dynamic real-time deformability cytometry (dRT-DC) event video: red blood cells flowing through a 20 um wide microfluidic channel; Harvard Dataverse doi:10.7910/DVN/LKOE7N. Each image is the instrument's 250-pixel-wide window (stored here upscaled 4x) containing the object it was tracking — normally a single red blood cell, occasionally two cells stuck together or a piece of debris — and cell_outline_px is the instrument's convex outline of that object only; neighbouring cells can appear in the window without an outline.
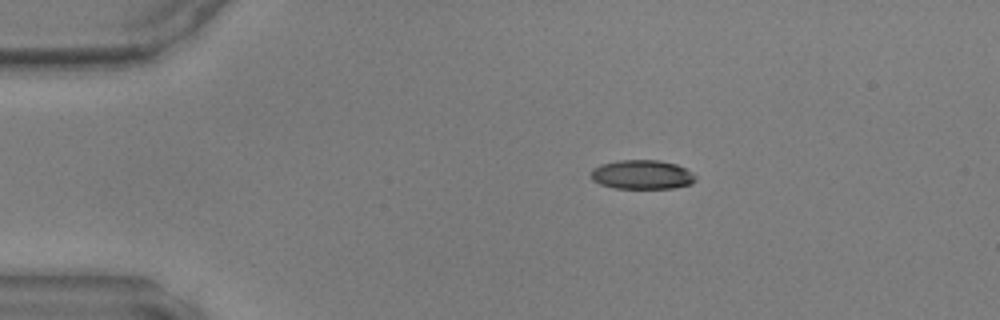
{"species": "common noctule bat (a hibernating species)", "species_latin": "Nyctalus noctula", "temperature_condition": "warm", "stored_images_in_passage": 40, "camera_frame_rate_fps": 3000, "um_per_image_px": 0.085, "animal": {"sex": "male", "body_mass_g": 17.9, "forearm_length_mm": 54.2}, "frame": {"image": 1, "passage_image": 1, "time_ms": 0.0, "image_size_px": [1000, 320], "cell_outline_px": [[696, 180], [692, 184], [672, 188], [612, 188], [600, 184], [592, 180], [592, 168], [600, 164], [620, 160], [660, 160], [676, 164], [692, 172], [696, 176]], "centroid_in_image_um": [54.58, 14.84], "position_along_channel_um": 30.4, "area_um2": 17.86}}
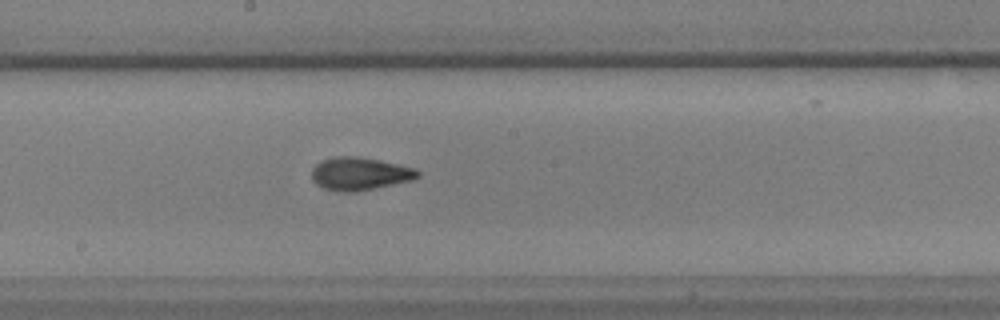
{"frame": {"image": 2, "passage_image": 18, "time_ms": 5.667, "image_size_px": [1000, 320], "cell_outline_px": [[420, 176], [412, 180], [376, 188], [356, 192], [344, 192], [324, 188], [316, 184], [312, 180], [312, 168], [320, 160], [332, 156], [356, 156], [380, 160], [416, 168], [420, 172]], "centroid_in_image_um": [30.57, 14.76], "position_along_channel_um": 217.6, "area_um2": 20.52}}
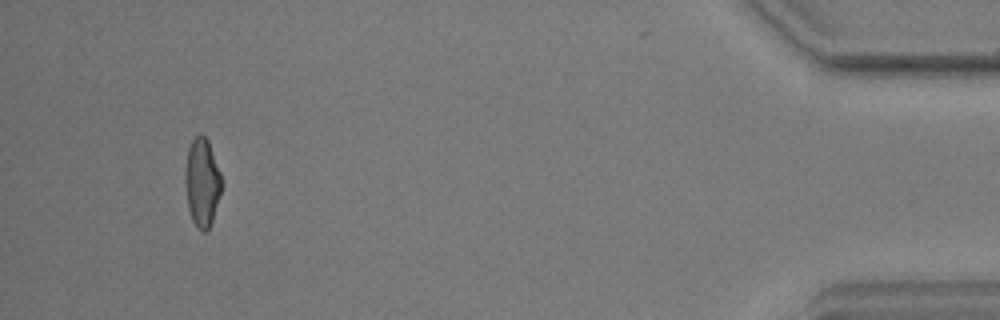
{"frame": {"image": 3, "passage_image": 37, "time_ms": 12.0, "image_size_px": [1000, 320], "cell_outline_px": [[220, 192], [212, 220], [208, 228], [204, 232], [196, 228], [192, 220], [188, 208], [184, 180], [184, 168], [188, 148], [192, 140], [200, 132], [208, 140], [220, 172]], "centroid_in_image_um": [17.13, 15.48], "position_along_channel_um": 418.1, "area_um2": 18.61}}